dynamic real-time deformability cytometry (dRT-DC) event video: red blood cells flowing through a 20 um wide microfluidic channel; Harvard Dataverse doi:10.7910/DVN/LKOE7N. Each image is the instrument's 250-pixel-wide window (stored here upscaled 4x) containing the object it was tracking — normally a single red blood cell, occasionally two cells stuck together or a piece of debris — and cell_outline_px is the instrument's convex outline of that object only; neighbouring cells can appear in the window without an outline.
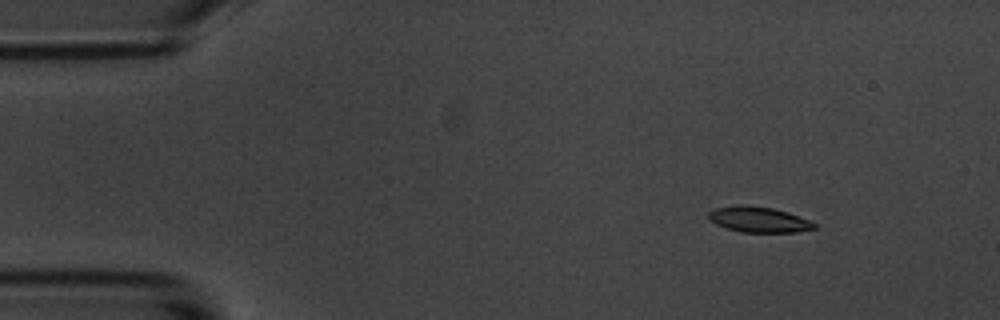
{"species": "common noctule bat (a hibernating species)", "species_latin": "Nyctalus noctula", "temperature_condition": "room temperature", "stored_images_in_passage": 6, "camera_frame_rate_fps": 3000, "um_per_image_px": 0.085, "animal": {"sex": "male", "body_mass_g": 20.1, "forearm_length_mm": 53.5}, "frame": {"image": 1, "passage_image": 1, "time_ms": 0.0, "image_size_px": [1000, 320], "cell_outline_px": [[816, 228], [796, 232], [740, 232], [724, 228], [708, 220], [708, 212], [716, 208], [740, 204], [744, 204], [772, 208], [788, 212], [808, 220], [816, 224]], "centroid_in_image_um": [64.44, 18.66], "position_along_channel_um": 20.6, "area_um2": 15.84}}
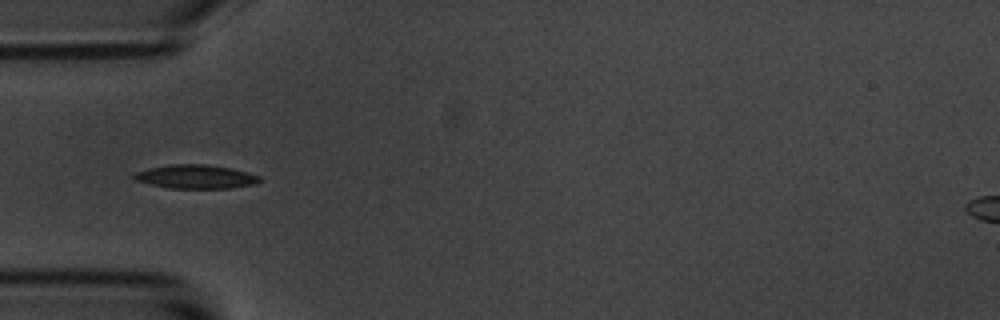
{"frame": {"image": 2, "passage_image": 4, "time_ms": 3.667, "image_size_px": [1000, 320], "cell_outline_px": [[260, 180], [256, 184], [232, 188], [168, 188], [148, 184], [136, 180], [132, 176], [136, 172], [148, 168], [168, 164], [204, 164], [232, 168], [248, 172], [260, 176]], "centroid_in_image_um": [16.64, 15.01], "position_along_channel_um": 68.4, "area_um2": 17.51}}
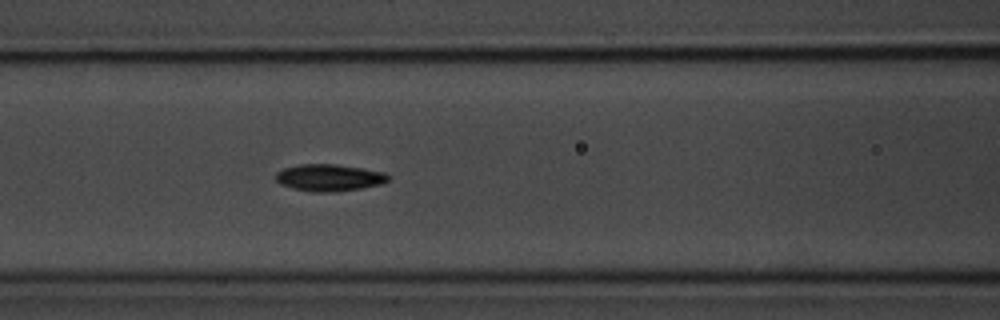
{"frame": {"image": 3, "passage_image": 6, "time_ms": 5.667, "image_size_px": [1000, 320], "cell_outline_px": [[388, 180], [380, 184], [364, 188], [336, 192], [312, 192], [292, 188], [280, 184], [276, 180], [276, 172], [284, 168], [300, 164], [336, 164], [384, 172], [388, 176]], "centroid_in_image_um": [27.95, 15.11], "position_along_channel_um": 138.6, "area_um2": 17.63}}